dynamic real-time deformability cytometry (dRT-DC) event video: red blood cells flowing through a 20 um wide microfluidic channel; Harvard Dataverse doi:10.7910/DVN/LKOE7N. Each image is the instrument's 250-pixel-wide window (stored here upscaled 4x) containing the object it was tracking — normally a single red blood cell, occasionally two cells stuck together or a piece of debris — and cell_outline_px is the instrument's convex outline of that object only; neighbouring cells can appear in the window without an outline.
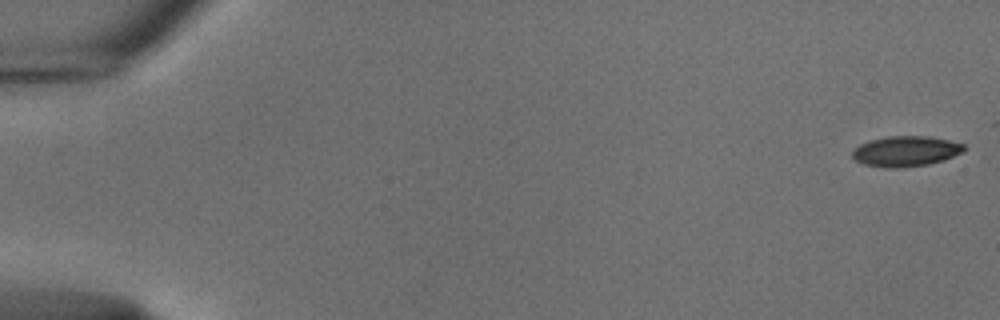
{"species": "common noctule bat (a hibernating species)", "species_latin": "Nyctalus noctula", "temperature_condition": "cold", "stored_images_in_passage": 17, "camera_frame_rate_fps": 3000, "um_per_image_px": 0.085, "animal": {"sex": "male", "body_mass_g": 18.8}, "frame": {"image": 1, "passage_image": 1, "time_ms": 0.0, "image_size_px": [1000, 320], "cell_outline_px": [[964, 152], [944, 160], [928, 164], [900, 168], [888, 168], [864, 164], [856, 160], [852, 156], [852, 152], [860, 144], [872, 140], [888, 136], [928, 136], [948, 140], [964, 144]], "centroid_in_image_um": [77.01, 12.86], "position_along_channel_um": 8.0, "area_um2": 19.65}}
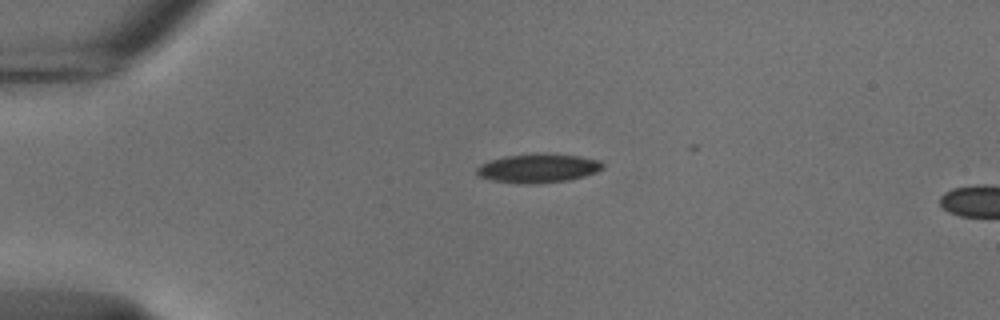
{"frame": {"image": 2, "passage_image": 13, "time_ms": 4.0, "image_size_px": [1000, 320], "cell_outline_px": [[604, 168], [596, 172], [584, 176], [568, 180], [536, 184], [524, 184], [492, 180], [476, 176], [476, 168], [480, 164], [488, 160], [508, 156], [536, 152], [544, 152], [580, 156], [600, 160], [604, 164]], "centroid_in_image_um": [45.74, 14.28], "position_along_channel_um": 39.3, "area_um2": 21.68}}